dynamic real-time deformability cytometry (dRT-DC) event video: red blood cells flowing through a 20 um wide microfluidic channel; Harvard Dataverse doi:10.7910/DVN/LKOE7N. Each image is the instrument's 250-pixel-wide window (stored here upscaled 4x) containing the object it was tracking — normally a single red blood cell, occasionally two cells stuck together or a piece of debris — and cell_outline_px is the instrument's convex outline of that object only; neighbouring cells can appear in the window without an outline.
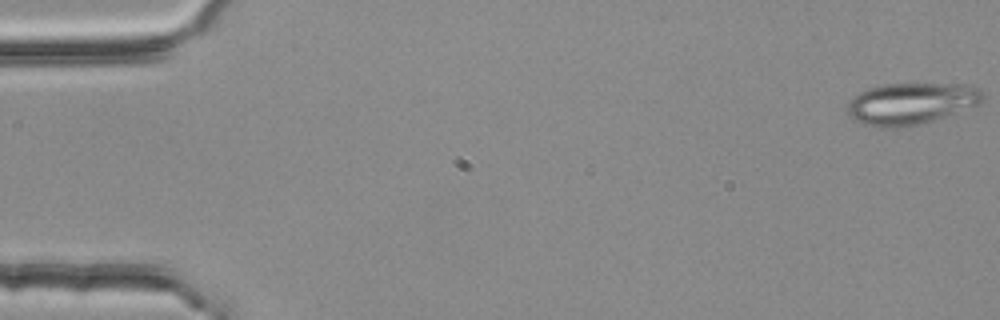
{"species": "common noctule bat (a hibernating species)", "species_latin": "Nyctalus noctula", "temperature_condition": "room temperature", "stored_images_in_passage": 55, "camera_frame_rate_fps": 3000, "um_per_image_px": 0.085, "animal": {"sex": "female", "body_mass_g": 25.1}, "frame": {"image": 1, "passage_image": 1, "time_ms": 0.0, "image_size_px": [1000, 320], "cell_outline_px": [[984, 100], [980, 104], [932, 120], [900, 128], [880, 128], [864, 124], [852, 120], [848, 116], [848, 104], [860, 92], [868, 88], [884, 84], [964, 84], [980, 88], [984, 96]], "centroid_in_image_um": [77.44, 8.8], "position_along_channel_um": 7.6, "area_um2": 32.71}}
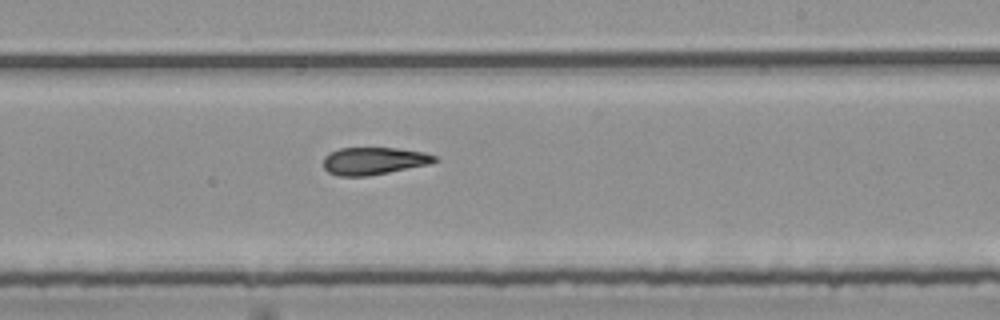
{"frame": {"image": 2, "passage_image": 33, "time_ms": 10.667, "image_size_px": [1000, 320], "cell_outline_px": [[440, 160], [428, 164], [368, 176], [340, 176], [328, 172], [324, 168], [324, 156], [328, 152], [340, 148], [396, 148], [424, 152], [436, 156]], "centroid_in_image_um": [31.76, 13.67], "position_along_channel_um": 257.2, "area_um2": 17.74}}
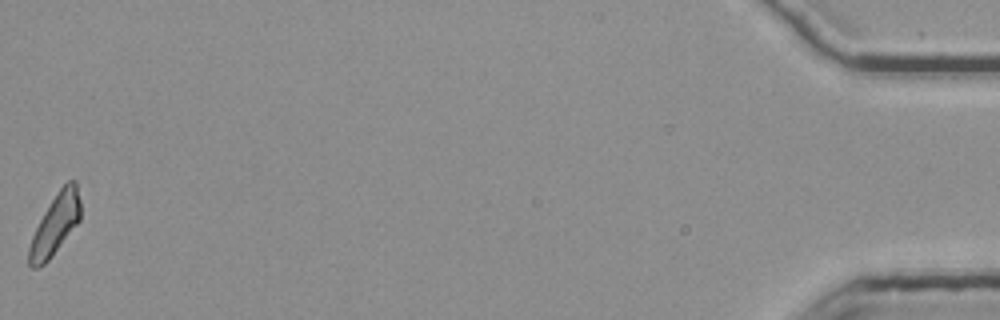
{"frame": {"image": 3, "passage_image": 55, "time_ms": 18.0, "image_size_px": [1000, 320], "cell_outline_px": [[80, 220], [48, 260], [44, 264], [36, 268], [32, 268], [28, 264], [28, 248], [32, 236], [44, 212], [56, 192], [68, 180], [76, 180], [80, 200]], "centroid_in_image_um": [4.69, 19.06], "position_along_channel_um": 430.5, "area_um2": 17.92}, "authors_computed_cell_mechanics": {"area_um2": 18.4382, "velocity_mm_per_s": 3.7479, "shape_relaxation_time_tau1_ms": null, "shape_relaxation_time_tau2_ms": 4.7317, "deformation_change_tau1": null, "deformation_change_tau2": 0.1478}}